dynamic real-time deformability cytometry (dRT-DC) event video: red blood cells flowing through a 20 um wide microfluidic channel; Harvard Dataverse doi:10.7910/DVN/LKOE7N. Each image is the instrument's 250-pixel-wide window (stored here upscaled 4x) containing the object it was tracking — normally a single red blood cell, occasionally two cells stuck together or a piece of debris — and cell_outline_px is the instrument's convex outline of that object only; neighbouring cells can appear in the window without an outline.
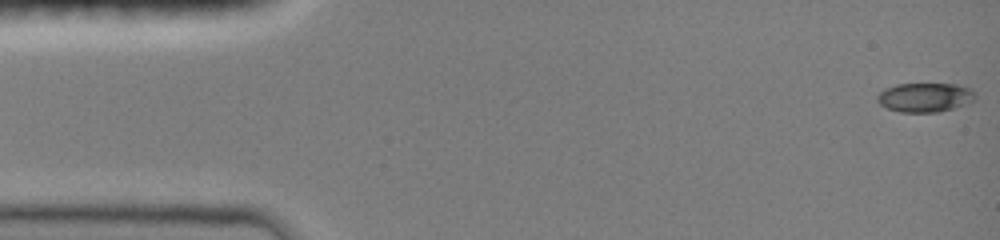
{"species": "common noctule bat (a hibernating species)", "species_latin": "Nyctalus noctula", "temperature_condition": "room temperature", "stored_images_in_passage": 48, "camera_frame_rate_fps": 3000, "um_per_image_px": 0.085, "animal": {"sex": "female", "body_mass_g": 19.0, "forearm_length_mm": 51.5}, "frame": {"image": 1, "passage_image": 1, "time_ms": 0.0, "image_size_px": [1000, 240], "cell_outline_px": [[976, 100], [952, 108], [936, 112], [900, 112], [888, 108], [880, 104], [876, 100], [876, 96], [884, 88], [896, 84], [956, 84], [972, 88], [976, 92]], "centroid_in_image_um": [78.63, 8.26], "position_along_channel_um": 6.4, "area_um2": 16.76}}
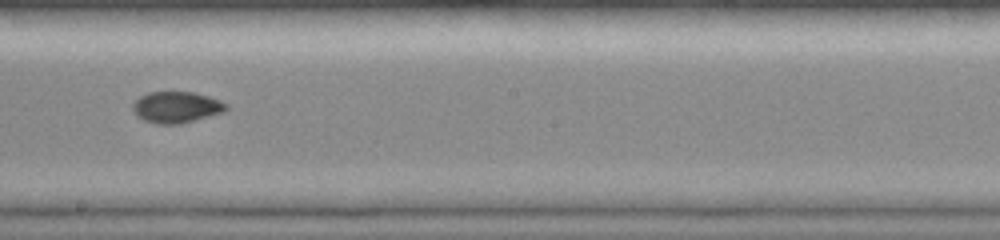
{"frame": {"image": 2, "passage_image": 27, "time_ms": 8.667, "image_size_px": [1000, 240], "cell_outline_px": [[228, 108], [224, 112], [180, 124], [156, 124], [144, 120], [136, 116], [132, 108], [132, 104], [140, 96], [148, 92], [196, 92], [220, 100], [228, 104]], "centroid_in_image_um": [14.99, 9.11], "position_along_channel_um": 233.2, "area_um2": 17.17}}
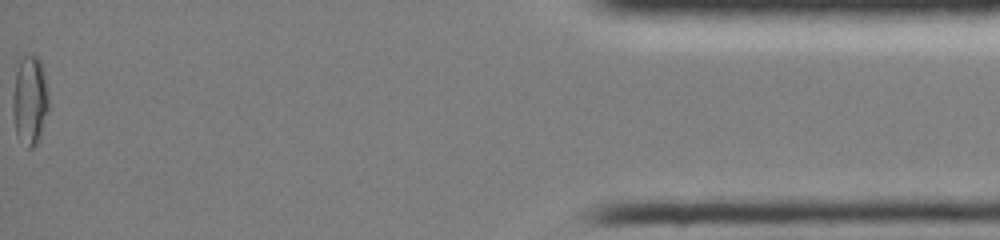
{"frame": {"image": 3, "passage_image": 48, "time_ms": 15.667, "image_size_px": [1000, 240], "cell_outline_px": [[48, 112], [40, 136], [36, 144], [32, 148], [28, 148], [16, 132], [12, 116], [12, 96], [16, 72], [20, 60], [28, 52], [32, 52], [40, 60], [44, 72], [48, 88]], "centroid_in_image_um": [2.54, 8.47], "position_along_channel_um": 432.7, "area_um2": 18.9}, "authors_computed_cell_mechanics": {"area_um2": 16.762, "velocity_mm_per_s": 4.0506, "shape_relaxation_time_tau1_ms": null, "shape_relaxation_time_tau2_ms": 1.1574, "deformation_change_tau1": null, "deformation_change_tau2": 0.0364}}